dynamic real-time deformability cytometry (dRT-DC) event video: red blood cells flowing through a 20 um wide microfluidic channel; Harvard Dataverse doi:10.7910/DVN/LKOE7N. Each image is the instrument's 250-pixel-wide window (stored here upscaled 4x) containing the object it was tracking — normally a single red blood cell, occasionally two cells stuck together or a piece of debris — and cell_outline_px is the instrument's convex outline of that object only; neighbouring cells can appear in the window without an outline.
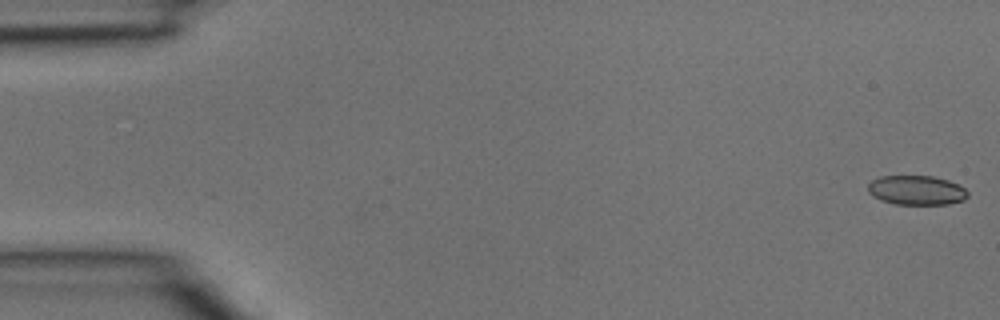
{"species": "common noctule bat (a hibernating species)", "species_latin": "Nyctalus noctula", "temperature_condition": "room temperature", "stored_images_in_passage": 41, "camera_frame_rate_fps": 3000, "um_per_image_px": 0.085, "animal": {"sex": "male", "body_mass_g": 15.6}, "frame": {"image": 1, "passage_image": 1, "time_ms": 0.0, "image_size_px": [1000, 320], "cell_outline_px": [[968, 196], [964, 200], [948, 204], [896, 204], [880, 200], [872, 196], [868, 192], [868, 184], [872, 180], [880, 176], [932, 176], [948, 180], [964, 188], [968, 192]], "centroid_in_image_um": [77.88, 16.17], "position_along_channel_um": 7.1, "area_um2": 17.11}}
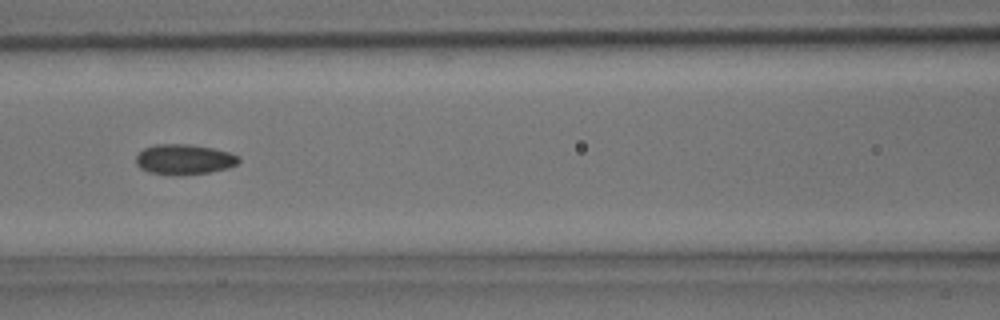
{"frame": {"image": 2, "passage_image": 18, "time_ms": 5.667, "image_size_px": [1000, 320], "cell_outline_px": [[240, 160], [236, 164], [228, 168], [208, 172], [148, 172], [140, 168], [136, 164], [136, 156], [144, 148], [152, 144], [192, 144], [212, 148], [228, 152], [240, 156]], "centroid_in_image_um": [15.66, 13.49], "position_along_channel_um": 150.9, "area_um2": 17.4}}
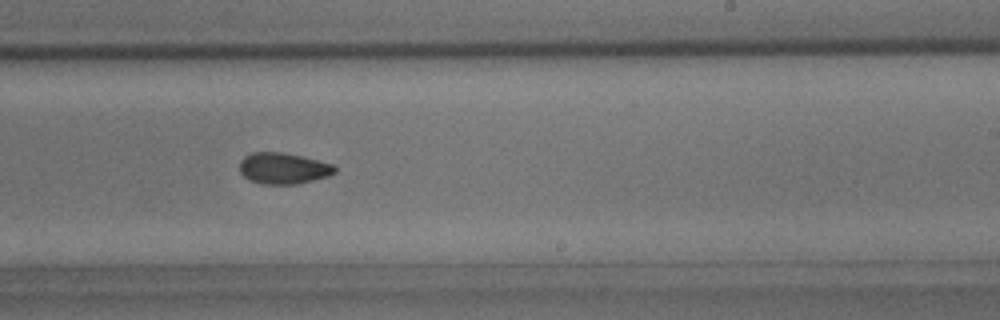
{"frame": {"image": 3, "passage_image": 25, "time_ms": 8.0, "image_size_px": [1000, 320], "cell_outline_px": [[336, 172], [328, 176], [296, 184], [264, 184], [248, 180], [240, 172], [240, 160], [244, 156], [252, 152], [284, 152], [332, 164], [336, 168]], "centroid_in_image_um": [24.04, 14.31], "position_along_channel_um": 265.0, "area_um2": 17.22}}